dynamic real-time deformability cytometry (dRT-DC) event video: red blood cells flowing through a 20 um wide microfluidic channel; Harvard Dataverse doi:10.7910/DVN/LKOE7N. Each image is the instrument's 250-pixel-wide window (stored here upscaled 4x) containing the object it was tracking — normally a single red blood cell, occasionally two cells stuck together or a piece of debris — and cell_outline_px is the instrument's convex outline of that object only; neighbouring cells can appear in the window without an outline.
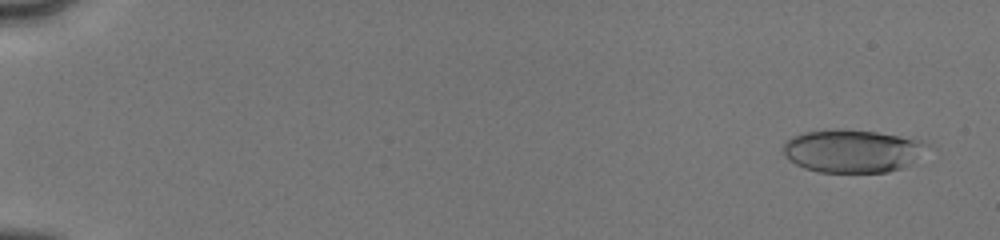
{"species": "human", "species_latin": "Homo sapiens", "temperature_condition": "cold", "stored_images_in_passage": 38, "camera_frame_rate_fps": 3000, "um_per_image_px": 0.085, "donor": {"sex": "male"}, "frame": {"image": 1, "passage_image": 4, "time_ms": 0.667, "image_size_px": [1000, 240], "cell_outline_px": [[936, 148], [908, 164], [900, 168], [888, 172], [816, 172], [804, 168], [788, 160], [784, 152], [784, 140], [792, 136], [804, 132], [836, 128], [840, 128], [876, 132], [924, 140], [932, 144]], "centroid_in_image_um": [72.53, 12.82], "position_along_channel_um": 12.5, "area_um2": 36.82}}
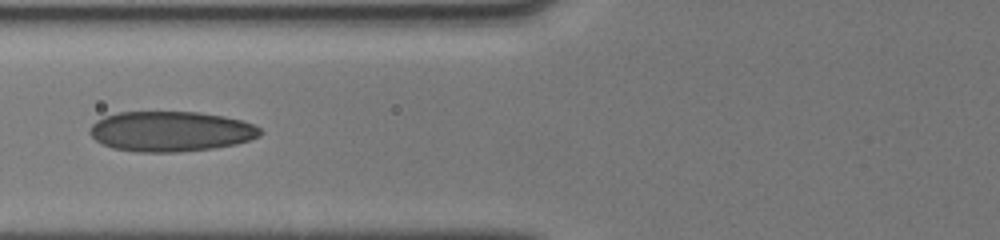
{"frame": {"image": 2, "passage_image": 25, "time_ms": 7.333, "image_size_px": [1000, 240], "cell_outline_px": [[264, 132], [260, 136], [236, 144], [212, 148], [176, 152], [136, 152], [112, 148], [96, 140], [88, 132], [92, 124], [96, 120], [104, 116], [120, 112], [200, 112], [224, 116], [240, 120], [252, 124], [260, 128]], "centroid_in_image_um": [14.5, 11.16], "position_along_channel_um": 111.3, "area_um2": 39.94}}
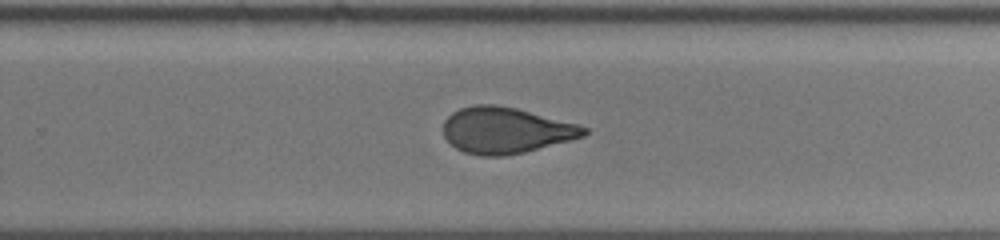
{"frame": {"image": 3, "passage_image": 37, "time_ms": 11.667, "image_size_px": [1000, 240], "cell_outline_px": [[588, 132], [584, 136], [524, 152], [504, 156], [480, 156], [464, 152], [456, 148], [444, 136], [444, 120], [452, 112], [460, 108], [476, 104], [496, 104], [516, 108], [576, 124], [588, 128]], "centroid_in_image_um": [42.95, 11.07], "position_along_channel_um": 286.8, "area_um2": 37.51}}